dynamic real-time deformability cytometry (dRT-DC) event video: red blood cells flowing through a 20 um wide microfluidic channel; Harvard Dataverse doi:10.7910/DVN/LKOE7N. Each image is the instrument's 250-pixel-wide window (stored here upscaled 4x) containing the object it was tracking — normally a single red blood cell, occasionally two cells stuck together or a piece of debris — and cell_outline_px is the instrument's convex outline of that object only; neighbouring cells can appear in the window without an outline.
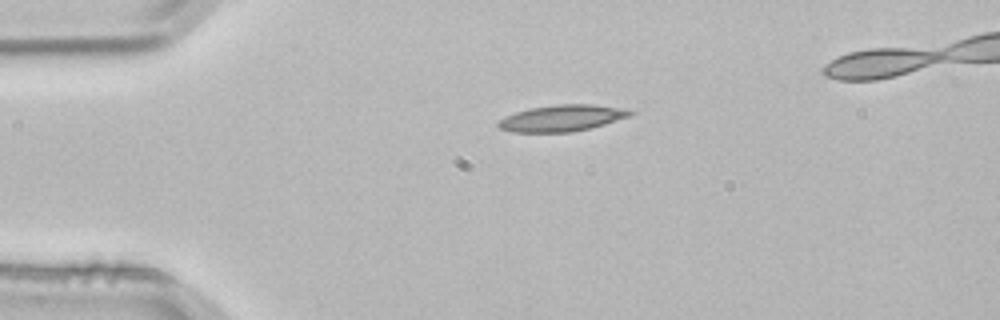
{"species": "common noctule bat (a hibernating species)", "species_latin": "Nyctalus noctula", "temperature_condition": "room temperature", "stored_images_in_passage": 2, "camera_frame_rate_fps": 3000, "um_per_image_px": 0.085, "animal": {"sex": "male", "body_mass_g": 21.5, "forearm_length_mm": 52.0}, "frame": {"image": 1, "passage_image": 1, "time_ms": 0.0, "image_size_px": [1000, 320], "cell_outline_px": [[636, 112], [632, 116], [604, 124], [572, 132], [512, 132], [500, 128], [496, 124], [500, 120], [516, 112], [528, 108], [556, 104], [592, 104], [624, 108]], "centroid_in_image_um": [47.81, 10.03], "position_along_channel_um": 37.2, "area_um2": 20.29}}